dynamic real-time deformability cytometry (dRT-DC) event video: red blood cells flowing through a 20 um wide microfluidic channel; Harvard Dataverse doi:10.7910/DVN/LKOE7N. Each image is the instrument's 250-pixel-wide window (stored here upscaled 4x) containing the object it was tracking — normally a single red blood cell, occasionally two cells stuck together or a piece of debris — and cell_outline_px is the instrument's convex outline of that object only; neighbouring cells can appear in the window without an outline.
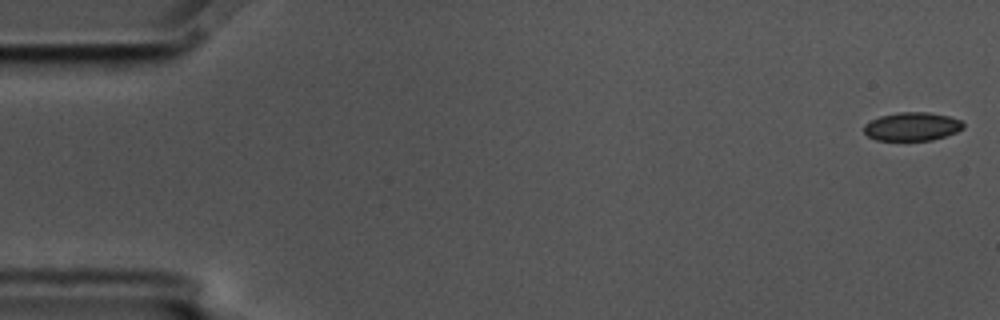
{"species": "common noctule bat (a hibernating species)", "species_latin": "Nyctalus noctula", "temperature_condition": "cold", "stored_images_in_passage": 16, "camera_frame_rate_fps": 3000, "um_per_image_px": 0.085, "animal": {"sex": "male", "body_mass_g": 17.5, "forearm_length_mm": 52.3}, "frame": {"image": 1, "passage_image": 1, "time_ms": 0.0, "image_size_px": [1000, 320], "cell_outline_px": [[964, 128], [956, 132], [932, 140], [876, 140], [868, 136], [864, 132], [864, 124], [880, 116], [900, 112], [928, 112], [948, 116], [960, 120], [964, 124]], "centroid_in_image_um": [77.52, 10.75], "position_along_channel_um": 7.5, "area_um2": 16.36}}
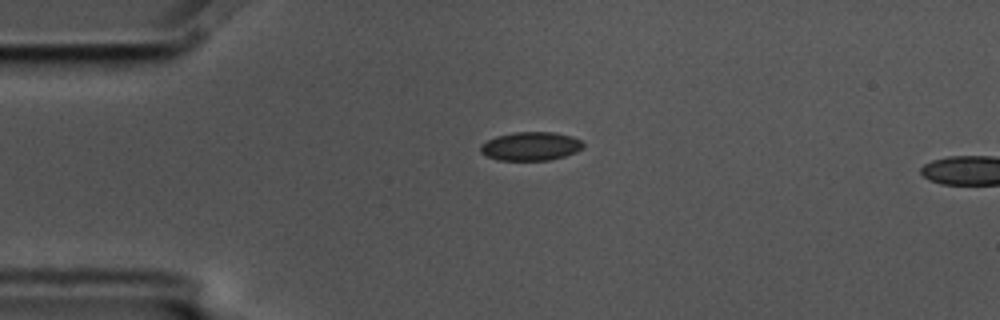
{"frame": {"image": 2, "passage_image": 13, "time_ms": 4.0, "image_size_px": [1000, 320], "cell_outline_px": [[584, 148], [576, 152], [564, 156], [548, 160], [496, 160], [480, 152], [480, 144], [496, 136], [512, 132], [556, 132], [572, 136], [580, 140], [584, 144]], "centroid_in_image_um": [45.11, 12.42], "position_along_channel_um": 39.9, "area_um2": 17.22}}